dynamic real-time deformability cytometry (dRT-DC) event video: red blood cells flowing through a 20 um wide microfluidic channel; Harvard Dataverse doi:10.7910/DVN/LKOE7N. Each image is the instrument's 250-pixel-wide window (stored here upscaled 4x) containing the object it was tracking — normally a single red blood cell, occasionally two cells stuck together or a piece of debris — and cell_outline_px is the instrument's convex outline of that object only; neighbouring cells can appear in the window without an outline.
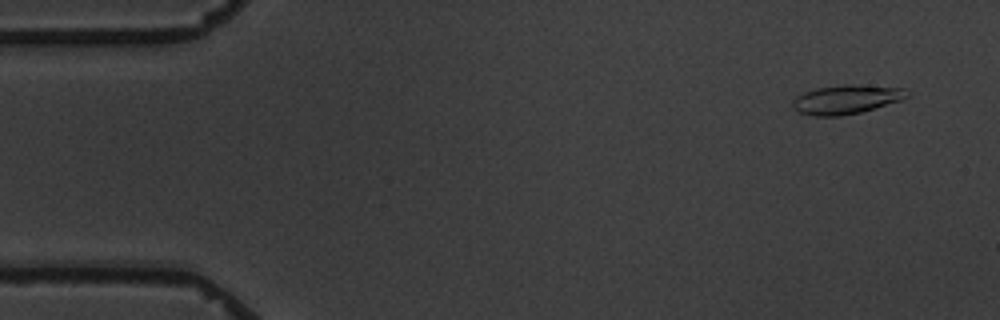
{"species": "common noctule bat (a hibernating species)", "species_latin": "Nyctalus noctula", "temperature_condition": "warm", "stored_images_in_passage": 5, "camera_frame_rate_fps": 3000, "um_per_image_px": 0.085, "animal": {"sex": "male", "body_mass_g": 19.5, "forearm_length_mm": 54.6}, "frame": {"image": 1, "passage_image": 2, "time_ms": 1.0, "image_size_px": [1000, 320], "cell_outline_px": [[908, 96], [900, 100], [860, 112], [840, 116], [812, 116], [800, 112], [792, 108], [792, 100], [796, 96], [804, 92], [816, 88], [844, 84], [852, 84], [904, 88]], "centroid_in_image_um": [71.87, 8.45], "position_along_channel_um": 13.1, "area_um2": 19.19}}